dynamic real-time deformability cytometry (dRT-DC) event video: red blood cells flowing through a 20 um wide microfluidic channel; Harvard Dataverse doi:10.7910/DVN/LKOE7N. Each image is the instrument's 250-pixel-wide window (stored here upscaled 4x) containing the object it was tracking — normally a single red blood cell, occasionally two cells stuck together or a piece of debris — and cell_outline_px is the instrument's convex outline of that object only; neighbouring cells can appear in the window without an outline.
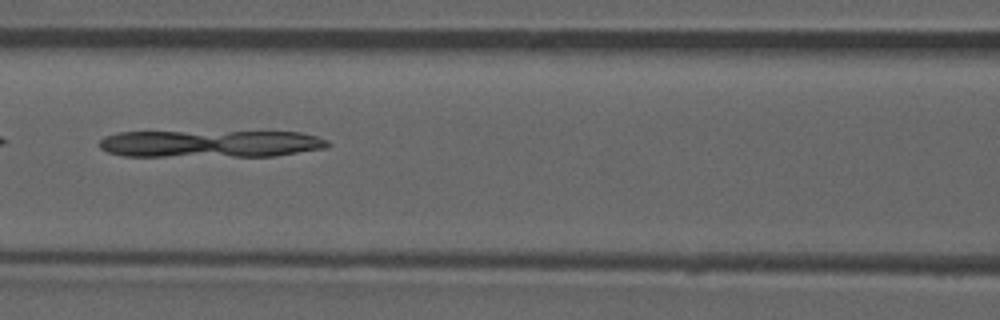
{"species": "common noctule bat (a hibernating species)", "species_latin": "Nyctalus noctula", "temperature_condition": "room temperature", "stored_images_in_passage": 51, "camera_frame_rate_fps": 3000, "um_per_image_px": 0.085, "animal": {"sex": "male", "forearm_length_mm": 52.5}, "frame": {"image": 1, "passage_image": 22, "time_ms": 7.0, "image_size_px": [1000, 320], "cell_outline_px": [[332, 144], [324, 148], [276, 156], [124, 156], [108, 152], [100, 148], [100, 140], [104, 136], [120, 132], [300, 132], [316, 136], [328, 140]], "centroid_in_image_um": [17.9, 12.22], "position_along_channel_um": 148.7, "area_um2": 36.24}}